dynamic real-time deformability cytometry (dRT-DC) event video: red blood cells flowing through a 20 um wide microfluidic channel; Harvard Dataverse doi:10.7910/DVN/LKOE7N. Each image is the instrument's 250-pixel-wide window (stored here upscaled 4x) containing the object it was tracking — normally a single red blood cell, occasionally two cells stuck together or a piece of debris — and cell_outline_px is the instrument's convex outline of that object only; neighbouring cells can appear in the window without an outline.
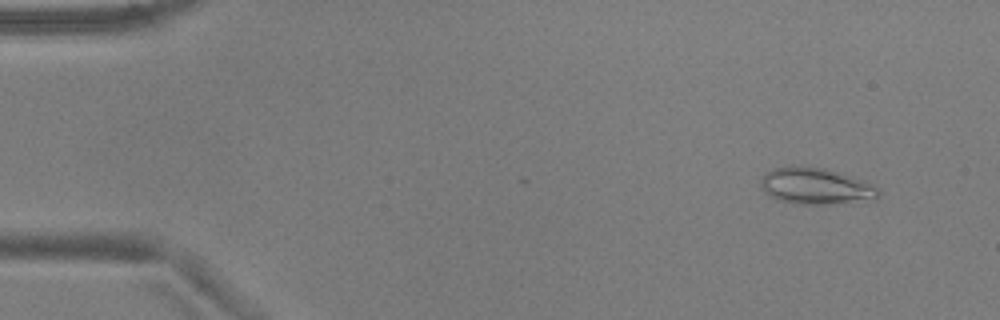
{"species": "common noctule bat (a hibernating species)", "species_latin": "Nyctalus noctula", "temperature_condition": "warm", "stored_images_in_passage": 15, "camera_frame_rate_fps": 3000, "um_per_image_px": 0.085, "animal": {"sex": "male", "body_mass_g": 17.9, "forearm_length_mm": 54.2}, "frame": {"image": 1, "passage_image": 5, "time_ms": 1.333, "image_size_px": [1000, 320], "cell_outline_px": [[880, 196], [876, 200], [828, 204], [796, 204], [776, 200], [764, 192], [760, 188], [760, 180], [772, 168], [792, 164], [824, 168], [868, 180], [880, 188]], "centroid_in_image_um": [69.38, 15.81], "position_along_channel_um": 15.6, "area_um2": 25.89}}